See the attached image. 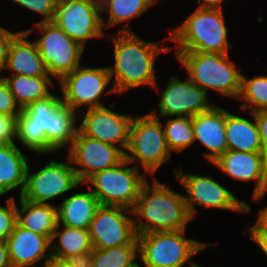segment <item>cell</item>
I'll return each instance as SVG.
<instances>
[{"label":"cell","instance_id":"cell-8","mask_svg":"<svg viewBox=\"0 0 267 267\" xmlns=\"http://www.w3.org/2000/svg\"><path fill=\"white\" fill-rule=\"evenodd\" d=\"M130 166L131 163L124 158L116 166L92 175L84 184H87L101 205L132 210L148 178L140 169Z\"/></svg>","mask_w":267,"mask_h":267},{"label":"cell","instance_id":"cell-20","mask_svg":"<svg viewBox=\"0 0 267 267\" xmlns=\"http://www.w3.org/2000/svg\"><path fill=\"white\" fill-rule=\"evenodd\" d=\"M226 110L215 104L210 110L192 117L195 142L207 152L203 157L212 164L228 150L225 133Z\"/></svg>","mask_w":267,"mask_h":267},{"label":"cell","instance_id":"cell-24","mask_svg":"<svg viewBox=\"0 0 267 267\" xmlns=\"http://www.w3.org/2000/svg\"><path fill=\"white\" fill-rule=\"evenodd\" d=\"M253 121L226 111L225 133L228 150L241 152H263L254 112Z\"/></svg>","mask_w":267,"mask_h":267},{"label":"cell","instance_id":"cell-35","mask_svg":"<svg viewBox=\"0 0 267 267\" xmlns=\"http://www.w3.org/2000/svg\"><path fill=\"white\" fill-rule=\"evenodd\" d=\"M17 116L0 114V145L16 143Z\"/></svg>","mask_w":267,"mask_h":267},{"label":"cell","instance_id":"cell-10","mask_svg":"<svg viewBox=\"0 0 267 267\" xmlns=\"http://www.w3.org/2000/svg\"><path fill=\"white\" fill-rule=\"evenodd\" d=\"M30 35L41 32L35 41L48 74L57 82L81 65L80 59L85 48L69 37L52 22H36L33 28L26 30Z\"/></svg>","mask_w":267,"mask_h":267},{"label":"cell","instance_id":"cell-4","mask_svg":"<svg viewBox=\"0 0 267 267\" xmlns=\"http://www.w3.org/2000/svg\"><path fill=\"white\" fill-rule=\"evenodd\" d=\"M225 23L223 10L195 8L180 26L170 28V41L176 43L171 51L229 53L233 46Z\"/></svg>","mask_w":267,"mask_h":267},{"label":"cell","instance_id":"cell-15","mask_svg":"<svg viewBox=\"0 0 267 267\" xmlns=\"http://www.w3.org/2000/svg\"><path fill=\"white\" fill-rule=\"evenodd\" d=\"M88 230L93 249L138 243L132 210L124 207L101 205Z\"/></svg>","mask_w":267,"mask_h":267},{"label":"cell","instance_id":"cell-42","mask_svg":"<svg viewBox=\"0 0 267 267\" xmlns=\"http://www.w3.org/2000/svg\"><path fill=\"white\" fill-rule=\"evenodd\" d=\"M0 267H12L6 241H0Z\"/></svg>","mask_w":267,"mask_h":267},{"label":"cell","instance_id":"cell-30","mask_svg":"<svg viewBox=\"0 0 267 267\" xmlns=\"http://www.w3.org/2000/svg\"><path fill=\"white\" fill-rule=\"evenodd\" d=\"M238 100L241 110L258 112L267 110V75H255L249 79L244 74L241 75V90Z\"/></svg>","mask_w":267,"mask_h":267},{"label":"cell","instance_id":"cell-28","mask_svg":"<svg viewBox=\"0 0 267 267\" xmlns=\"http://www.w3.org/2000/svg\"><path fill=\"white\" fill-rule=\"evenodd\" d=\"M56 239L58 240V244L54 243ZM90 250H93V247L89 230L57 224L56 230L51 238L52 257L69 259L72 256Z\"/></svg>","mask_w":267,"mask_h":267},{"label":"cell","instance_id":"cell-38","mask_svg":"<svg viewBox=\"0 0 267 267\" xmlns=\"http://www.w3.org/2000/svg\"><path fill=\"white\" fill-rule=\"evenodd\" d=\"M68 260L74 267H93V250L72 256Z\"/></svg>","mask_w":267,"mask_h":267},{"label":"cell","instance_id":"cell-19","mask_svg":"<svg viewBox=\"0 0 267 267\" xmlns=\"http://www.w3.org/2000/svg\"><path fill=\"white\" fill-rule=\"evenodd\" d=\"M12 267H44L51 259V238L16 223L6 240Z\"/></svg>","mask_w":267,"mask_h":267},{"label":"cell","instance_id":"cell-21","mask_svg":"<svg viewBox=\"0 0 267 267\" xmlns=\"http://www.w3.org/2000/svg\"><path fill=\"white\" fill-rule=\"evenodd\" d=\"M30 34L21 30L12 40L3 72L9 75H25L31 77L51 76L44 65L35 41L28 40Z\"/></svg>","mask_w":267,"mask_h":267},{"label":"cell","instance_id":"cell-2","mask_svg":"<svg viewBox=\"0 0 267 267\" xmlns=\"http://www.w3.org/2000/svg\"><path fill=\"white\" fill-rule=\"evenodd\" d=\"M114 65L108 67L116 94L141 86L160 89L156 78L158 56L170 52V36L162 41H145L133 32H113ZM166 45H164L166 42Z\"/></svg>","mask_w":267,"mask_h":267},{"label":"cell","instance_id":"cell-41","mask_svg":"<svg viewBox=\"0 0 267 267\" xmlns=\"http://www.w3.org/2000/svg\"><path fill=\"white\" fill-rule=\"evenodd\" d=\"M224 0H197L196 5L201 9L223 10Z\"/></svg>","mask_w":267,"mask_h":267},{"label":"cell","instance_id":"cell-16","mask_svg":"<svg viewBox=\"0 0 267 267\" xmlns=\"http://www.w3.org/2000/svg\"><path fill=\"white\" fill-rule=\"evenodd\" d=\"M110 107L89 108L78 113V129L87 137L112 144L124 153L129 147L131 121L134 115L119 114ZM82 118H81V117Z\"/></svg>","mask_w":267,"mask_h":267},{"label":"cell","instance_id":"cell-22","mask_svg":"<svg viewBox=\"0 0 267 267\" xmlns=\"http://www.w3.org/2000/svg\"><path fill=\"white\" fill-rule=\"evenodd\" d=\"M68 195L57 205L58 224L88 230L100 202L90 189Z\"/></svg>","mask_w":267,"mask_h":267},{"label":"cell","instance_id":"cell-33","mask_svg":"<svg viewBox=\"0 0 267 267\" xmlns=\"http://www.w3.org/2000/svg\"><path fill=\"white\" fill-rule=\"evenodd\" d=\"M10 1V0H9ZM14 4L42 16L39 22H52L55 17L57 0H11Z\"/></svg>","mask_w":267,"mask_h":267},{"label":"cell","instance_id":"cell-44","mask_svg":"<svg viewBox=\"0 0 267 267\" xmlns=\"http://www.w3.org/2000/svg\"><path fill=\"white\" fill-rule=\"evenodd\" d=\"M90 1L101 7L107 0H90Z\"/></svg>","mask_w":267,"mask_h":267},{"label":"cell","instance_id":"cell-36","mask_svg":"<svg viewBox=\"0 0 267 267\" xmlns=\"http://www.w3.org/2000/svg\"><path fill=\"white\" fill-rule=\"evenodd\" d=\"M19 32L10 31L8 28L0 25V73L4 69L11 42Z\"/></svg>","mask_w":267,"mask_h":267},{"label":"cell","instance_id":"cell-45","mask_svg":"<svg viewBox=\"0 0 267 267\" xmlns=\"http://www.w3.org/2000/svg\"><path fill=\"white\" fill-rule=\"evenodd\" d=\"M141 265V263L140 264H138V262L134 265V266H132V267H142V265ZM144 267H146V266H144Z\"/></svg>","mask_w":267,"mask_h":267},{"label":"cell","instance_id":"cell-27","mask_svg":"<svg viewBox=\"0 0 267 267\" xmlns=\"http://www.w3.org/2000/svg\"><path fill=\"white\" fill-rule=\"evenodd\" d=\"M8 83L16 103L21 109L26 108L30 103L49 97L55 89L52 76L31 77L25 75H3Z\"/></svg>","mask_w":267,"mask_h":267},{"label":"cell","instance_id":"cell-7","mask_svg":"<svg viewBox=\"0 0 267 267\" xmlns=\"http://www.w3.org/2000/svg\"><path fill=\"white\" fill-rule=\"evenodd\" d=\"M162 122L149 113L134 115L125 158L146 175H154L171 158ZM137 165V166H136Z\"/></svg>","mask_w":267,"mask_h":267},{"label":"cell","instance_id":"cell-9","mask_svg":"<svg viewBox=\"0 0 267 267\" xmlns=\"http://www.w3.org/2000/svg\"><path fill=\"white\" fill-rule=\"evenodd\" d=\"M110 83L112 82L108 66L86 67L83 65L65 74L58 81L62 91V103L77 113L89 108L105 106L101 102L103 94L116 93L113 86L107 89Z\"/></svg>","mask_w":267,"mask_h":267},{"label":"cell","instance_id":"cell-43","mask_svg":"<svg viewBox=\"0 0 267 267\" xmlns=\"http://www.w3.org/2000/svg\"><path fill=\"white\" fill-rule=\"evenodd\" d=\"M44 267H74L68 259L51 257Z\"/></svg>","mask_w":267,"mask_h":267},{"label":"cell","instance_id":"cell-3","mask_svg":"<svg viewBox=\"0 0 267 267\" xmlns=\"http://www.w3.org/2000/svg\"><path fill=\"white\" fill-rule=\"evenodd\" d=\"M146 181L132 209L137 236L149 232L186 230L191 217L184 194L162 184L156 177Z\"/></svg>","mask_w":267,"mask_h":267},{"label":"cell","instance_id":"cell-17","mask_svg":"<svg viewBox=\"0 0 267 267\" xmlns=\"http://www.w3.org/2000/svg\"><path fill=\"white\" fill-rule=\"evenodd\" d=\"M68 157L79 181L84 184L92 175L119 164L125 153L112 144L85 136L78 129L68 149Z\"/></svg>","mask_w":267,"mask_h":267},{"label":"cell","instance_id":"cell-5","mask_svg":"<svg viewBox=\"0 0 267 267\" xmlns=\"http://www.w3.org/2000/svg\"><path fill=\"white\" fill-rule=\"evenodd\" d=\"M185 68L186 76L207 94L209 90L238 99L241 90L242 68L237 70L229 53L174 52Z\"/></svg>","mask_w":267,"mask_h":267},{"label":"cell","instance_id":"cell-39","mask_svg":"<svg viewBox=\"0 0 267 267\" xmlns=\"http://www.w3.org/2000/svg\"><path fill=\"white\" fill-rule=\"evenodd\" d=\"M248 232H267V204L259 210L255 224L248 226Z\"/></svg>","mask_w":267,"mask_h":267},{"label":"cell","instance_id":"cell-32","mask_svg":"<svg viewBox=\"0 0 267 267\" xmlns=\"http://www.w3.org/2000/svg\"><path fill=\"white\" fill-rule=\"evenodd\" d=\"M6 207L0 205V241H6L17 223L16 199L5 197Z\"/></svg>","mask_w":267,"mask_h":267},{"label":"cell","instance_id":"cell-25","mask_svg":"<svg viewBox=\"0 0 267 267\" xmlns=\"http://www.w3.org/2000/svg\"><path fill=\"white\" fill-rule=\"evenodd\" d=\"M17 223L34 233L52 238L58 224L57 205L35 203L19 197Z\"/></svg>","mask_w":267,"mask_h":267},{"label":"cell","instance_id":"cell-12","mask_svg":"<svg viewBox=\"0 0 267 267\" xmlns=\"http://www.w3.org/2000/svg\"><path fill=\"white\" fill-rule=\"evenodd\" d=\"M39 171L30 172L28 165L26 182L22 195L24 200L35 203L51 204V200L65 196L71 190L83 185L79 181L68 157L67 162L50 160Z\"/></svg>","mask_w":267,"mask_h":267},{"label":"cell","instance_id":"cell-1","mask_svg":"<svg viewBox=\"0 0 267 267\" xmlns=\"http://www.w3.org/2000/svg\"><path fill=\"white\" fill-rule=\"evenodd\" d=\"M78 118L61 96L52 93L21 110L16 118V141L38 155L68 150L78 131Z\"/></svg>","mask_w":267,"mask_h":267},{"label":"cell","instance_id":"cell-26","mask_svg":"<svg viewBox=\"0 0 267 267\" xmlns=\"http://www.w3.org/2000/svg\"><path fill=\"white\" fill-rule=\"evenodd\" d=\"M159 0H107L101 6V21L103 28H111L116 25H123L118 28V32H133L131 21L140 17L153 8ZM104 14H107L108 20L104 21Z\"/></svg>","mask_w":267,"mask_h":267},{"label":"cell","instance_id":"cell-14","mask_svg":"<svg viewBox=\"0 0 267 267\" xmlns=\"http://www.w3.org/2000/svg\"><path fill=\"white\" fill-rule=\"evenodd\" d=\"M53 22L84 48L89 40L111 37L104 34L101 7L90 0H57Z\"/></svg>","mask_w":267,"mask_h":267},{"label":"cell","instance_id":"cell-29","mask_svg":"<svg viewBox=\"0 0 267 267\" xmlns=\"http://www.w3.org/2000/svg\"><path fill=\"white\" fill-rule=\"evenodd\" d=\"M167 146L171 152H183L195 143L192 117H168L162 122Z\"/></svg>","mask_w":267,"mask_h":267},{"label":"cell","instance_id":"cell-6","mask_svg":"<svg viewBox=\"0 0 267 267\" xmlns=\"http://www.w3.org/2000/svg\"><path fill=\"white\" fill-rule=\"evenodd\" d=\"M186 230L149 232L137 236L139 261L146 267H201L193 258L213 243L186 238Z\"/></svg>","mask_w":267,"mask_h":267},{"label":"cell","instance_id":"cell-34","mask_svg":"<svg viewBox=\"0 0 267 267\" xmlns=\"http://www.w3.org/2000/svg\"><path fill=\"white\" fill-rule=\"evenodd\" d=\"M21 110L10 91L7 81L0 76V114L19 115Z\"/></svg>","mask_w":267,"mask_h":267},{"label":"cell","instance_id":"cell-31","mask_svg":"<svg viewBox=\"0 0 267 267\" xmlns=\"http://www.w3.org/2000/svg\"><path fill=\"white\" fill-rule=\"evenodd\" d=\"M138 257V243L93 249V267H132L137 263Z\"/></svg>","mask_w":267,"mask_h":267},{"label":"cell","instance_id":"cell-40","mask_svg":"<svg viewBox=\"0 0 267 267\" xmlns=\"http://www.w3.org/2000/svg\"><path fill=\"white\" fill-rule=\"evenodd\" d=\"M249 238L258 245L267 257V232H247Z\"/></svg>","mask_w":267,"mask_h":267},{"label":"cell","instance_id":"cell-37","mask_svg":"<svg viewBox=\"0 0 267 267\" xmlns=\"http://www.w3.org/2000/svg\"><path fill=\"white\" fill-rule=\"evenodd\" d=\"M259 127L260 142L267 155V110L254 112Z\"/></svg>","mask_w":267,"mask_h":267},{"label":"cell","instance_id":"cell-13","mask_svg":"<svg viewBox=\"0 0 267 267\" xmlns=\"http://www.w3.org/2000/svg\"><path fill=\"white\" fill-rule=\"evenodd\" d=\"M165 87L158 96L157 109L159 114L156 109L148 112L156 118H159V116L166 118L179 116L194 117L199 113L210 110L216 104L215 101L209 99V94L196 86L188 77L181 79L179 74L170 76Z\"/></svg>","mask_w":267,"mask_h":267},{"label":"cell","instance_id":"cell-18","mask_svg":"<svg viewBox=\"0 0 267 267\" xmlns=\"http://www.w3.org/2000/svg\"><path fill=\"white\" fill-rule=\"evenodd\" d=\"M230 178L255 183L252 200L259 201L267 193V155L264 152H241L227 150L213 163Z\"/></svg>","mask_w":267,"mask_h":267},{"label":"cell","instance_id":"cell-23","mask_svg":"<svg viewBox=\"0 0 267 267\" xmlns=\"http://www.w3.org/2000/svg\"><path fill=\"white\" fill-rule=\"evenodd\" d=\"M22 152L15 143L0 145V197L14 190L19 197L23 193L29 158Z\"/></svg>","mask_w":267,"mask_h":267},{"label":"cell","instance_id":"cell-11","mask_svg":"<svg viewBox=\"0 0 267 267\" xmlns=\"http://www.w3.org/2000/svg\"><path fill=\"white\" fill-rule=\"evenodd\" d=\"M181 165L174 170L176 179L184 187V194L188 211L194 219L198 213L196 206L228 210L247 214L251 210L248 203L237 198L232 192L223 187L211 175L184 173Z\"/></svg>","mask_w":267,"mask_h":267}]
</instances>
